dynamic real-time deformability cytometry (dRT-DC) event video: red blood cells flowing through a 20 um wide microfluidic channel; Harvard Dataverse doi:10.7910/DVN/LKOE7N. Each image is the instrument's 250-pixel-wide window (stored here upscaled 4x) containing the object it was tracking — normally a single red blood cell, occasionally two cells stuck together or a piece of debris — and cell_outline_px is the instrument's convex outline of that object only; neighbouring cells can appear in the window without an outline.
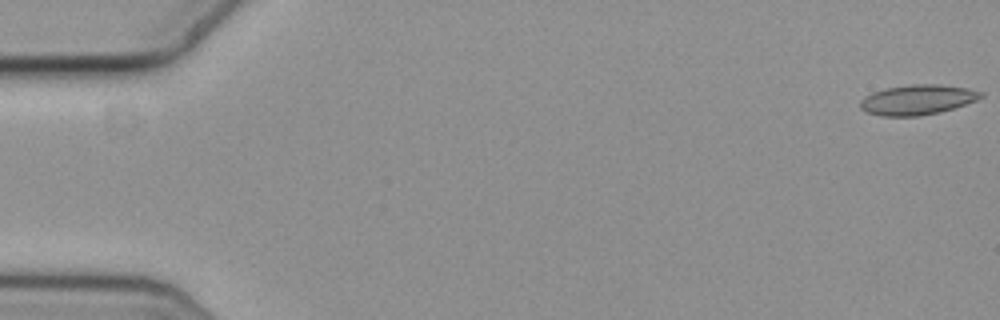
{"species": "common noctule bat (a hibernating species)", "species_latin": "Nyctalus noctula", "temperature_condition": "cold", "stored_images_in_passage": 57, "camera_frame_rate_fps": 3000, "um_per_image_px": 0.085, "animal": {"sex": "female", "body_mass_g": 19.3, "forearm_length_mm": 54.1}, "frame": {"image": 1, "passage_image": 1, "time_ms": 0.0, "image_size_px": [1000, 320], "cell_outline_px": [[984, 96], [976, 100], [940, 112], [920, 116], [880, 116], [864, 112], [860, 108], [860, 100], [864, 96], [872, 92], [884, 88], [908, 84], [940, 84], [968, 88], [984, 92]], "centroid_in_image_um": [77.94, 8.47], "position_along_channel_um": 7.1, "area_um2": 21.39}}
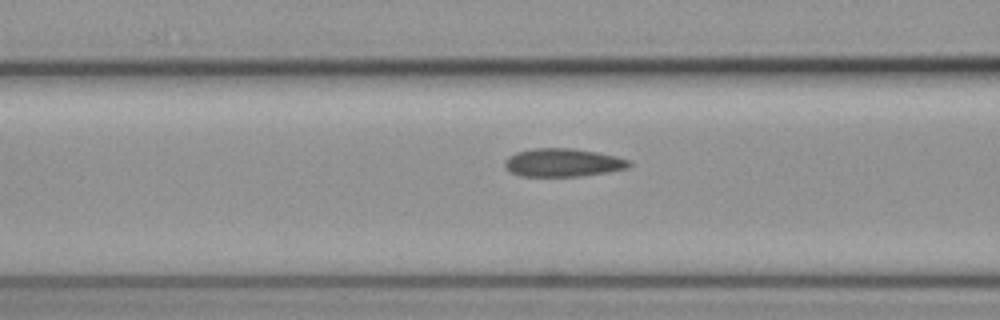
{"frame": {"image": 2, "passage_image": 23, "time_ms": 7.333, "image_size_px": [1000, 320], "cell_outline_px": [[632, 164], [628, 168], [608, 172], [580, 176], [520, 176], [512, 172], [504, 164], [504, 160], [508, 156], [516, 152], [532, 148], [572, 148], [596, 152], [616, 156], [632, 160]], "centroid_in_image_um": [47.87, 13.81], "position_along_channel_um": 118.7, "area_um2": 20.52}}
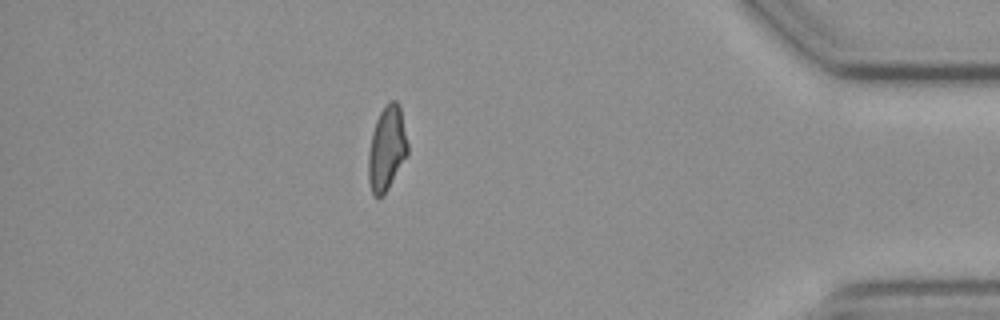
{"frame": {"image": 3, "passage_image": 50, "time_ms": 16.333, "image_size_px": [1000, 320], "cell_outline_px": [[408, 152], [384, 196], [380, 200], [372, 196], [368, 180], [368, 152], [372, 132], [376, 120], [380, 112], [392, 100], [396, 100], [400, 104], [408, 144]], "centroid_in_image_um": [32.86, 12.67], "position_along_channel_um": 402.3, "area_um2": 19.48}, "authors_computed_cell_mechanics": {"area_um2": 20.23, "velocity_mm_per_s": 3.6474, "shape_relaxation_time_tau1_ms": null, "shape_relaxation_time_tau2_ms": 7.5783, "deformation_change_tau1": null, "deformation_change_tau2": 0.1257}}